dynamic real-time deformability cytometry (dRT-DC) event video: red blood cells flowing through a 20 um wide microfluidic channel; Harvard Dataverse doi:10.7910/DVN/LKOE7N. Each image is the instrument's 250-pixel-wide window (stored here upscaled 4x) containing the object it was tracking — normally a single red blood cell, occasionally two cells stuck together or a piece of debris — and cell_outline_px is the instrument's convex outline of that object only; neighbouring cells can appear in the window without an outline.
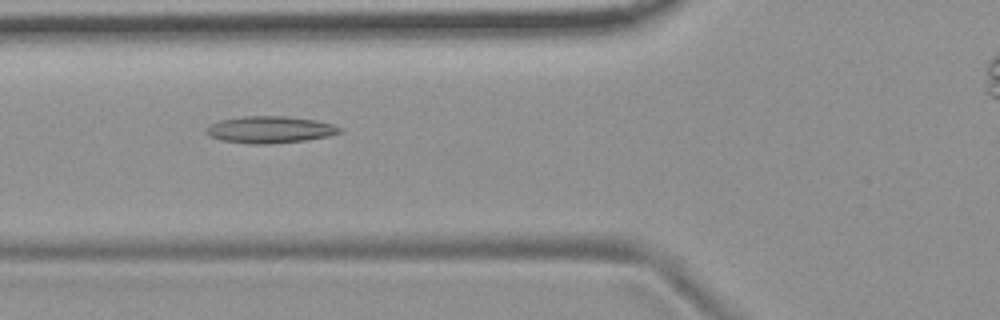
{"species": "common noctule bat (a hibernating species)", "species_latin": "Nyctalus noctula", "temperature_condition": "room temperature", "stored_images_in_passage": 33, "camera_frame_rate_fps": 3000, "um_per_image_px": 0.085, "animal": {"sex": "female", "body_mass_g": 19.9}, "frame": {"image": 1, "passage_image": 3, "time_ms": 0.667, "image_size_px": [1000, 320], "cell_outline_px": [[340, 132], [328, 136], [308, 140], [268, 144], [252, 144], [220, 140], [208, 136], [204, 132], [204, 128], [220, 120], [244, 116], [284, 116], [316, 120], [332, 124], [340, 128]], "centroid_in_image_um": [22.89, 11.02], "position_along_channel_um": 102.9, "area_um2": 20.92}}
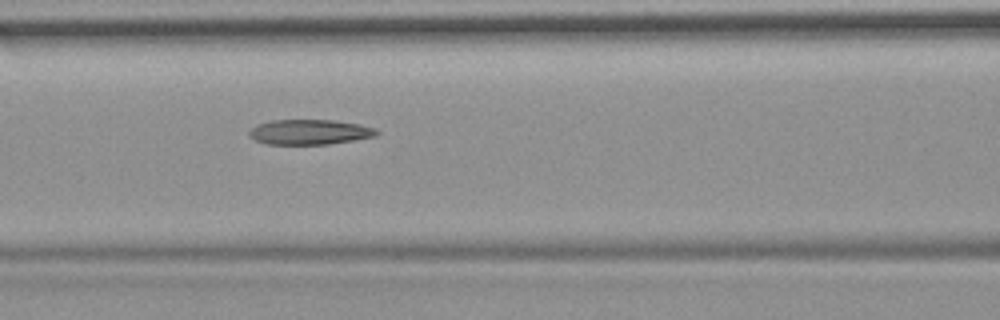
{"frame": {"image": 2, "passage_image": 6, "time_ms": 1.667, "image_size_px": [1000, 320], "cell_outline_px": [[380, 132], [376, 136], [328, 144], [264, 144], [248, 136], [248, 132], [256, 124], [272, 120], [332, 120], [360, 124], [376, 128]], "centroid_in_image_um": [26.3, 11.22], "position_along_channel_um": 140.3, "area_um2": 18.67}}
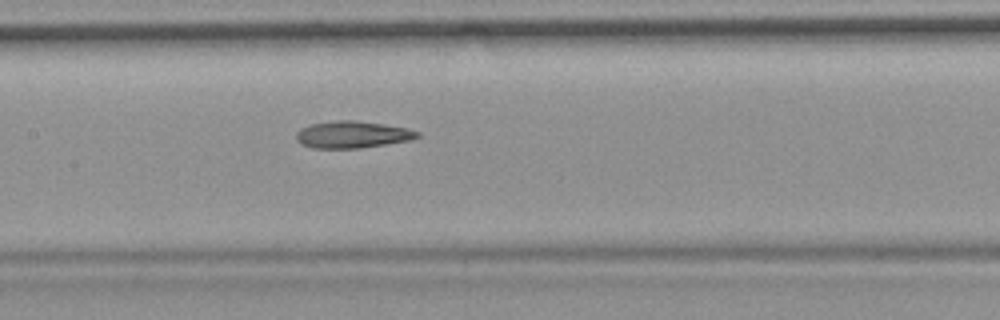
{"frame": {"image": 3, "passage_image": 9, "time_ms": 2.667, "image_size_px": [1000, 320], "cell_outline_px": [[420, 136], [412, 140], [360, 148], [312, 148], [300, 144], [296, 140], [296, 132], [300, 128], [312, 124], [336, 120], [356, 120], [384, 124], [404, 128], [420, 132]], "centroid_in_image_um": [29.93, 11.44], "position_along_channel_um": 177.5, "area_um2": 19.07}}